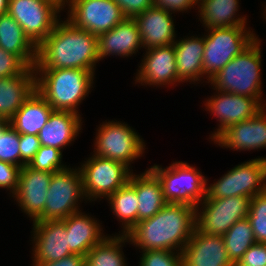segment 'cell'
I'll return each mask as SVG.
<instances>
[{"label":"cell","instance_id":"6da1fadb","mask_svg":"<svg viewBox=\"0 0 266 266\" xmlns=\"http://www.w3.org/2000/svg\"><path fill=\"white\" fill-rule=\"evenodd\" d=\"M65 19V20H64ZM37 47L34 69H85L96 74L98 36L75 27L64 17Z\"/></svg>","mask_w":266,"mask_h":266},{"label":"cell","instance_id":"7a4b0ae2","mask_svg":"<svg viewBox=\"0 0 266 266\" xmlns=\"http://www.w3.org/2000/svg\"><path fill=\"white\" fill-rule=\"evenodd\" d=\"M196 228V208L167 203L149 219L138 222L126 235L136 250H170L180 252Z\"/></svg>","mask_w":266,"mask_h":266},{"label":"cell","instance_id":"3957f363","mask_svg":"<svg viewBox=\"0 0 266 266\" xmlns=\"http://www.w3.org/2000/svg\"><path fill=\"white\" fill-rule=\"evenodd\" d=\"M35 73L36 91L55 111L80 114V104L95 87V74L85 69H35Z\"/></svg>","mask_w":266,"mask_h":266},{"label":"cell","instance_id":"277c9868","mask_svg":"<svg viewBox=\"0 0 266 266\" xmlns=\"http://www.w3.org/2000/svg\"><path fill=\"white\" fill-rule=\"evenodd\" d=\"M262 40L255 34V41L240 55L235 56L208 82L213 90L255 98L263 107Z\"/></svg>","mask_w":266,"mask_h":266},{"label":"cell","instance_id":"5b68a950","mask_svg":"<svg viewBox=\"0 0 266 266\" xmlns=\"http://www.w3.org/2000/svg\"><path fill=\"white\" fill-rule=\"evenodd\" d=\"M150 169L159 178L167 203L186 204L196 208L207 195L208 178L193 164L173 161L167 167L154 164Z\"/></svg>","mask_w":266,"mask_h":266},{"label":"cell","instance_id":"8992f818","mask_svg":"<svg viewBox=\"0 0 266 266\" xmlns=\"http://www.w3.org/2000/svg\"><path fill=\"white\" fill-rule=\"evenodd\" d=\"M93 154L121 162L132 171V164L146 153L143 138L124 121L105 120L97 126Z\"/></svg>","mask_w":266,"mask_h":266},{"label":"cell","instance_id":"52a82bcc","mask_svg":"<svg viewBox=\"0 0 266 266\" xmlns=\"http://www.w3.org/2000/svg\"><path fill=\"white\" fill-rule=\"evenodd\" d=\"M252 31H251V30ZM203 78L209 80L240 55L254 41L255 33L247 26L204 29Z\"/></svg>","mask_w":266,"mask_h":266},{"label":"cell","instance_id":"ba28073f","mask_svg":"<svg viewBox=\"0 0 266 266\" xmlns=\"http://www.w3.org/2000/svg\"><path fill=\"white\" fill-rule=\"evenodd\" d=\"M89 156L78 168L82 174L85 197L90 203L106 200L129 182L133 171L128 166L93 152Z\"/></svg>","mask_w":266,"mask_h":266},{"label":"cell","instance_id":"9c48e42d","mask_svg":"<svg viewBox=\"0 0 266 266\" xmlns=\"http://www.w3.org/2000/svg\"><path fill=\"white\" fill-rule=\"evenodd\" d=\"M44 211L36 221L62 220L83 210L82 202H88L79 168L69 166L52 174Z\"/></svg>","mask_w":266,"mask_h":266},{"label":"cell","instance_id":"30bf717a","mask_svg":"<svg viewBox=\"0 0 266 266\" xmlns=\"http://www.w3.org/2000/svg\"><path fill=\"white\" fill-rule=\"evenodd\" d=\"M215 182L207 183L204 199L234 196L254 197L266 190V156L249 159L228 170Z\"/></svg>","mask_w":266,"mask_h":266},{"label":"cell","instance_id":"8fae6325","mask_svg":"<svg viewBox=\"0 0 266 266\" xmlns=\"http://www.w3.org/2000/svg\"><path fill=\"white\" fill-rule=\"evenodd\" d=\"M250 200L247 196L204 199L196 207V228L209 235L223 236L248 216Z\"/></svg>","mask_w":266,"mask_h":266},{"label":"cell","instance_id":"7c38bea8","mask_svg":"<svg viewBox=\"0 0 266 266\" xmlns=\"http://www.w3.org/2000/svg\"><path fill=\"white\" fill-rule=\"evenodd\" d=\"M62 11L55 2L48 0H9L8 4V13L37 47L62 19Z\"/></svg>","mask_w":266,"mask_h":266},{"label":"cell","instance_id":"4fadbf2b","mask_svg":"<svg viewBox=\"0 0 266 266\" xmlns=\"http://www.w3.org/2000/svg\"><path fill=\"white\" fill-rule=\"evenodd\" d=\"M64 10L75 27L91 34H100L113 29L126 17L113 0H67Z\"/></svg>","mask_w":266,"mask_h":266},{"label":"cell","instance_id":"5bb4252c","mask_svg":"<svg viewBox=\"0 0 266 266\" xmlns=\"http://www.w3.org/2000/svg\"><path fill=\"white\" fill-rule=\"evenodd\" d=\"M211 97L204 99V106L207 113L216 117L218 127L209 135V141H213L227 127L240 123L255 116L264 108L255 98L238 95L221 90H214Z\"/></svg>","mask_w":266,"mask_h":266},{"label":"cell","instance_id":"9a60e30c","mask_svg":"<svg viewBox=\"0 0 266 266\" xmlns=\"http://www.w3.org/2000/svg\"><path fill=\"white\" fill-rule=\"evenodd\" d=\"M133 79L134 84L152 88H174L182 84L178 79L174 45L145 50Z\"/></svg>","mask_w":266,"mask_h":266},{"label":"cell","instance_id":"2e32d148","mask_svg":"<svg viewBox=\"0 0 266 266\" xmlns=\"http://www.w3.org/2000/svg\"><path fill=\"white\" fill-rule=\"evenodd\" d=\"M30 233L32 263L58 261L73 254L62 220L34 221Z\"/></svg>","mask_w":266,"mask_h":266},{"label":"cell","instance_id":"e0dca14e","mask_svg":"<svg viewBox=\"0 0 266 266\" xmlns=\"http://www.w3.org/2000/svg\"><path fill=\"white\" fill-rule=\"evenodd\" d=\"M52 174L35 170L28 165L20 169L18 187L11 198L32 222L36 221L44 211Z\"/></svg>","mask_w":266,"mask_h":266},{"label":"cell","instance_id":"ac0fdd59","mask_svg":"<svg viewBox=\"0 0 266 266\" xmlns=\"http://www.w3.org/2000/svg\"><path fill=\"white\" fill-rule=\"evenodd\" d=\"M213 144L233 151L266 149V107L250 119L227 127Z\"/></svg>","mask_w":266,"mask_h":266},{"label":"cell","instance_id":"d6986e66","mask_svg":"<svg viewBox=\"0 0 266 266\" xmlns=\"http://www.w3.org/2000/svg\"><path fill=\"white\" fill-rule=\"evenodd\" d=\"M182 266H234L227 255L221 235H209L194 229L181 251Z\"/></svg>","mask_w":266,"mask_h":266},{"label":"cell","instance_id":"ffe728a7","mask_svg":"<svg viewBox=\"0 0 266 266\" xmlns=\"http://www.w3.org/2000/svg\"><path fill=\"white\" fill-rule=\"evenodd\" d=\"M138 26L145 50L173 45L177 38L172 13L156 7L149 8L133 18Z\"/></svg>","mask_w":266,"mask_h":266},{"label":"cell","instance_id":"44dd1931","mask_svg":"<svg viewBox=\"0 0 266 266\" xmlns=\"http://www.w3.org/2000/svg\"><path fill=\"white\" fill-rule=\"evenodd\" d=\"M143 45L138 26L133 18H125L113 29L98 36V57L102 61L111 56L128 58L140 53Z\"/></svg>","mask_w":266,"mask_h":266},{"label":"cell","instance_id":"7402d4cb","mask_svg":"<svg viewBox=\"0 0 266 266\" xmlns=\"http://www.w3.org/2000/svg\"><path fill=\"white\" fill-rule=\"evenodd\" d=\"M187 36V37H186ZM174 42L178 79L183 83L198 85L208 83L203 78L204 34L186 35ZM205 81H204V80Z\"/></svg>","mask_w":266,"mask_h":266},{"label":"cell","instance_id":"603a6c76","mask_svg":"<svg viewBox=\"0 0 266 266\" xmlns=\"http://www.w3.org/2000/svg\"><path fill=\"white\" fill-rule=\"evenodd\" d=\"M62 221L65 223L69 249L73 254L85 257L96 244L108 235L107 233L104 235L102 222L83 210L69 215Z\"/></svg>","mask_w":266,"mask_h":266},{"label":"cell","instance_id":"cb8c5ba5","mask_svg":"<svg viewBox=\"0 0 266 266\" xmlns=\"http://www.w3.org/2000/svg\"><path fill=\"white\" fill-rule=\"evenodd\" d=\"M83 121L80 114L54 110L38 134L40 145L59 149L63 153L64 148L71 146L81 134Z\"/></svg>","mask_w":266,"mask_h":266},{"label":"cell","instance_id":"d4e9b609","mask_svg":"<svg viewBox=\"0 0 266 266\" xmlns=\"http://www.w3.org/2000/svg\"><path fill=\"white\" fill-rule=\"evenodd\" d=\"M35 90L34 67L17 76L0 78V118L10 120Z\"/></svg>","mask_w":266,"mask_h":266},{"label":"cell","instance_id":"484cf974","mask_svg":"<svg viewBox=\"0 0 266 266\" xmlns=\"http://www.w3.org/2000/svg\"><path fill=\"white\" fill-rule=\"evenodd\" d=\"M128 183L136 190L139 199L138 222L153 217L167 204L161 182L150 168L140 174L133 172Z\"/></svg>","mask_w":266,"mask_h":266},{"label":"cell","instance_id":"4316f807","mask_svg":"<svg viewBox=\"0 0 266 266\" xmlns=\"http://www.w3.org/2000/svg\"><path fill=\"white\" fill-rule=\"evenodd\" d=\"M239 0H199L198 16L204 29L247 26V16L239 14ZM241 15V16H240Z\"/></svg>","mask_w":266,"mask_h":266},{"label":"cell","instance_id":"83f0119b","mask_svg":"<svg viewBox=\"0 0 266 266\" xmlns=\"http://www.w3.org/2000/svg\"><path fill=\"white\" fill-rule=\"evenodd\" d=\"M0 48L16 55L27 67L36 64L37 46L9 13L0 16Z\"/></svg>","mask_w":266,"mask_h":266},{"label":"cell","instance_id":"f1b7e54d","mask_svg":"<svg viewBox=\"0 0 266 266\" xmlns=\"http://www.w3.org/2000/svg\"><path fill=\"white\" fill-rule=\"evenodd\" d=\"M53 108L36 90L10 119L19 134L38 135L48 122Z\"/></svg>","mask_w":266,"mask_h":266},{"label":"cell","instance_id":"f546056e","mask_svg":"<svg viewBox=\"0 0 266 266\" xmlns=\"http://www.w3.org/2000/svg\"><path fill=\"white\" fill-rule=\"evenodd\" d=\"M112 235V236H111ZM109 234L85 256V266H128L122 251L129 243L126 234Z\"/></svg>","mask_w":266,"mask_h":266},{"label":"cell","instance_id":"4dcf8cb0","mask_svg":"<svg viewBox=\"0 0 266 266\" xmlns=\"http://www.w3.org/2000/svg\"><path fill=\"white\" fill-rule=\"evenodd\" d=\"M106 200L112 215L119 223L121 222L119 234H127L138 223L139 199L136 190L127 183Z\"/></svg>","mask_w":266,"mask_h":266},{"label":"cell","instance_id":"1f68e13d","mask_svg":"<svg viewBox=\"0 0 266 266\" xmlns=\"http://www.w3.org/2000/svg\"><path fill=\"white\" fill-rule=\"evenodd\" d=\"M227 255L233 264L239 262L251 245L256 243L249 219L237 221L223 236Z\"/></svg>","mask_w":266,"mask_h":266},{"label":"cell","instance_id":"d6a6232c","mask_svg":"<svg viewBox=\"0 0 266 266\" xmlns=\"http://www.w3.org/2000/svg\"><path fill=\"white\" fill-rule=\"evenodd\" d=\"M20 134L10 125V120L0 118V161L20 167Z\"/></svg>","mask_w":266,"mask_h":266},{"label":"cell","instance_id":"836d02e7","mask_svg":"<svg viewBox=\"0 0 266 266\" xmlns=\"http://www.w3.org/2000/svg\"><path fill=\"white\" fill-rule=\"evenodd\" d=\"M63 162V153L59 149L41 145L28 166L35 170L56 173L69 166Z\"/></svg>","mask_w":266,"mask_h":266},{"label":"cell","instance_id":"e575fe53","mask_svg":"<svg viewBox=\"0 0 266 266\" xmlns=\"http://www.w3.org/2000/svg\"><path fill=\"white\" fill-rule=\"evenodd\" d=\"M249 219L256 243H266V190L251 198Z\"/></svg>","mask_w":266,"mask_h":266},{"label":"cell","instance_id":"d590c367","mask_svg":"<svg viewBox=\"0 0 266 266\" xmlns=\"http://www.w3.org/2000/svg\"><path fill=\"white\" fill-rule=\"evenodd\" d=\"M139 252L141 254L138 266H182L180 252L157 249Z\"/></svg>","mask_w":266,"mask_h":266},{"label":"cell","instance_id":"8d00e7d4","mask_svg":"<svg viewBox=\"0 0 266 266\" xmlns=\"http://www.w3.org/2000/svg\"><path fill=\"white\" fill-rule=\"evenodd\" d=\"M20 169L19 166L0 161V188L9 191V197H12L17 190Z\"/></svg>","mask_w":266,"mask_h":266},{"label":"cell","instance_id":"74e56055","mask_svg":"<svg viewBox=\"0 0 266 266\" xmlns=\"http://www.w3.org/2000/svg\"><path fill=\"white\" fill-rule=\"evenodd\" d=\"M27 68L16 55L0 48V78L20 75Z\"/></svg>","mask_w":266,"mask_h":266},{"label":"cell","instance_id":"f35d334b","mask_svg":"<svg viewBox=\"0 0 266 266\" xmlns=\"http://www.w3.org/2000/svg\"><path fill=\"white\" fill-rule=\"evenodd\" d=\"M40 146L38 135L20 134V168L30 163Z\"/></svg>","mask_w":266,"mask_h":266},{"label":"cell","instance_id":"ab89813d","mask_svg":"<svg viewBox=\"0 0 266 266\" xmlns=\"http://www.w3.org/2000/svg\"><path fill=\"white\" fill-rule=\"evenodd\" d=\"M234 266H266V243H255Z\"/></svg>","mask_w":266,"mask_h":266},{"label":"cell","instance_id":"60d3db41","mask_svg":"<svg viewBox=\"0 0 266 266\" xmlns=\"http://www.w3.org/2000/svg\"><path fill=\"white\" fill-rule=\"evenodd\" d=\"M198 2L199 0H153V7L177 14L180 12L186 13L190 9L193 10V8L198 10Z\"/></svg>","mask_w":266,"mask_h":266},{"label":"cell","instance_id":"b9f144b4","mask_svg":"<svg viewBox=\"0 0 266 266\" xmlns=\"http://www.w3.org/2000/svg\"><path fill=\"white\" fill-rule=\"evenodd\" d=\"M122 10L126 18H134L153 7V0H113Z\"/></svg>","mask_w":266,"mask_h":266},{"label":"cell","instance_id":"7bdbcfd3","mask_svg":"<svg viewBox=\"0 0 266 266\" xmlns=\"http://www.w3.org/2000/svg\"><path fill=\"white\" fill-rule=\"evenodd\" d=\"M31 264L32 266H85V257L79 254H71L58 261Z\"/></svg>","mask_w":266,"mask_h":266},{"label":"cell","instance_id":"ee69618b","mask_svg":"<svg viewBox=\"0 0 266 266\" xmlns=\"http://www.w3.org/2000/svg\"><path fill=\"white\" fill-rule=\"evenodd\" d=\"M9 0H0V16L8 13Z\"/></svg>","mask_w":266,"mask_h":266},{"label":"cell","instance_id":"f6af8a7d","mask_svg":"<svg viewBox=\"0 0 266 266\" xmlns=\"http://www.w3.org/2000/svg\"><path fill=\"white\" fill-rule=\"evenodd\" d=\"M48 1H53L55 2L62 10L64 11L65 5H66V0H48Z\"/></svg>","mask_w":266,"mask_h":266}]
</instances>
